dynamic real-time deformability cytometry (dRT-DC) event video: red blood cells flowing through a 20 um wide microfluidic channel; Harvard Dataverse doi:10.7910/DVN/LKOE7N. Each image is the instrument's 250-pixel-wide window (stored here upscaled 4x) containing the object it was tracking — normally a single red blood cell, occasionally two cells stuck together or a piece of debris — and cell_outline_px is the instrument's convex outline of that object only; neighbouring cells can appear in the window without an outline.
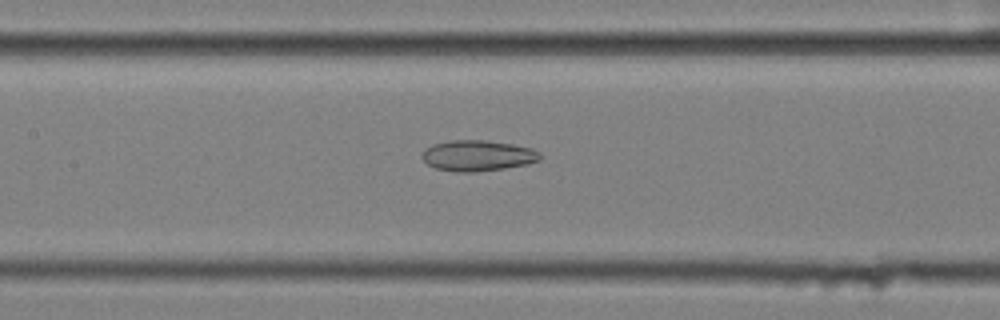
{"species": "common noctule bat (a hibernating species)", "species_latin": "Nyctalus noctula", "temperature_condition": "cold", "stored_images_in_passage": 58, "camera_frame_rate_fps": 3000, "um_per_image_px": 0.085, "animal": {"sex": "female", "body_mass_g": 25.1}, "frame": {"image": 1, "passage_image": 28, "time_ms": 9.0, "image_size_px": [1000, 320], "cell_outline_px": [[540, 160], [528, 164], [504, 168], [472, 172], [456, 172], [436, 168], [428, 164], [420, 156], [424, 148], [432, 144], [452, 140], [484, 140], [512, 144], [532, 148], [540, 152]], "centroid_in_image_um": [40.58, 13.22], "position_along_channel_um": 166.8, "area_um2": 21.21}}
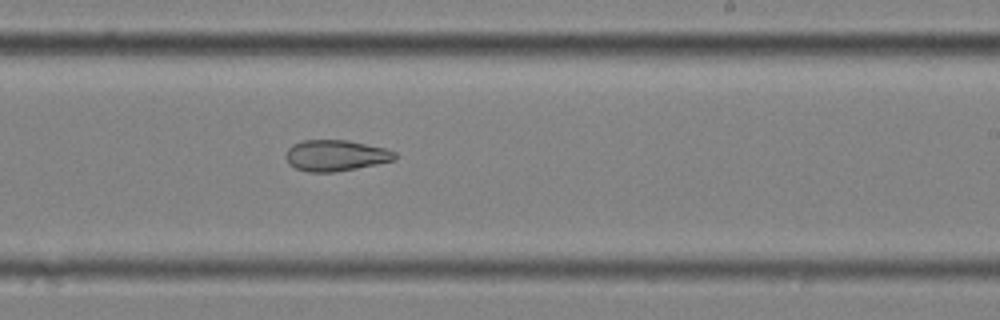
{"frame": {"image": 2, "passage_image": 36, "time_ms": 11.667, "image_size_px": [1000, 320], "cell_outline_px": [[396, 160], [336, 172], [308, 172], [296, 168], [288, 164], [284, 156], [288, 148], [292, 144], [300, 140], [348, 140], [384, 148], [396, 152]], "centroid_in_image_um": [28.49, 13.21], "position_along_channel_um": 260.5, "area_um2": 19.88}}
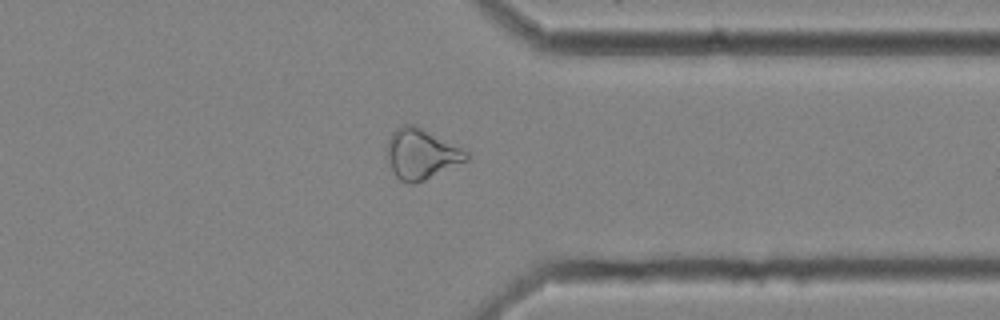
{"frame": {"image": 3, "passage_image": 46, "time_ms": 15.0, "image_size_px": [1000, 320], "cell_outline_px": [[468, 160], [416, 184], [412, 184], [400, 180], [396, 176], [392, 168], [388, 156], [388, 140], [392, 132], [400, 124], [416, 124], [468, 152]], "centroid_in_image_um": [35.81, 13.07], "position_along_channel_um": 375.6, "area_um2": 23.0}, "authors_computed_cell_mechanics": {"area_um2": 25.4898, "velocity_mm_per_s": 3.5155, "shape_relaxation_time_tau1_ms": null, "shape_relaxation_time_tau2_ms": 6.2958, "deformation_change_tau1": null, "deformation_change_tau2": 0.1526}}